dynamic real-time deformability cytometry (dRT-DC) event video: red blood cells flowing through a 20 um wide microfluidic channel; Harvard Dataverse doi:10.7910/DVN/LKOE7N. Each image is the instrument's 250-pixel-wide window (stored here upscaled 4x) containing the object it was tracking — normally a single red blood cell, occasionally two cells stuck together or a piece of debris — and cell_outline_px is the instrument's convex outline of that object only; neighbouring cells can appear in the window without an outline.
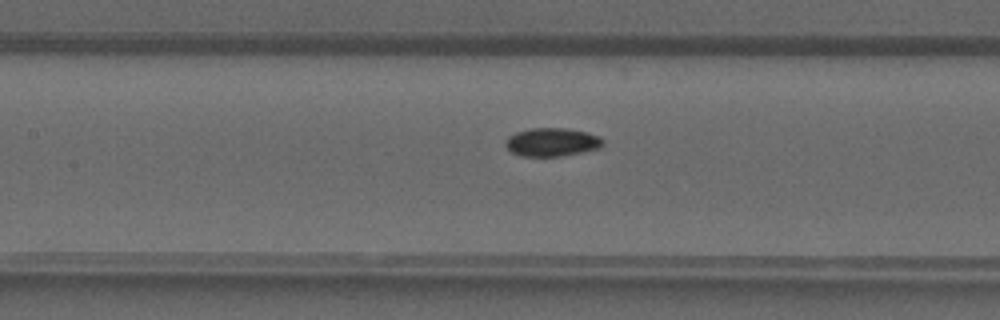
{"species": "common noctule bat (a hibernating species)", "species_latin": "Nyctalus noctula", "temperature_condition": "warm", "stored_images_in_passage": 36, "camera_frame_rate_fps": 3000, "um_per_image_px": 0.085, "animal": {"sex": "male", "forearm_length_mm": 52.5}, "frame": {"image": 1, "passage_image": 14, "time_ms": 4.333, "image_size_px": [1000, 320], "cell_outline_px": [[604, 144], [600, 148], [560, 156], [520, 156], [512, 152], [504, 144], [508, 136], [516, 132], [532, 128], [568, 128], [588, 132], [600, 136], [604, 140]], "centroid_in_image_um": [46.93, 12.07], "position_along_channel_um": 160.5, "area_um2": 16.18}}
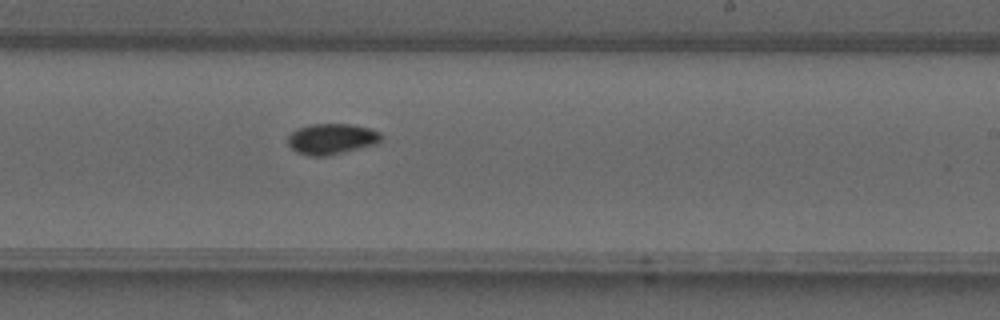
{"frame": {"image": 2, "passage_image": 20, "time_ms": 6.333, "image_size_px": [1000, 320], "cell_outline_px": [[384, 140], [376, 144], [328, 156], [308, 156], [296, 152], [288, 144], [288, 136], [292, 132], [300, 128], [312, 124], [352, 124], [368, 128], [380, 132]], "centroid_in_image_um": [28.21, 11.82], "position_along_channel_um": 260.8, "area_um2": 16.76}}
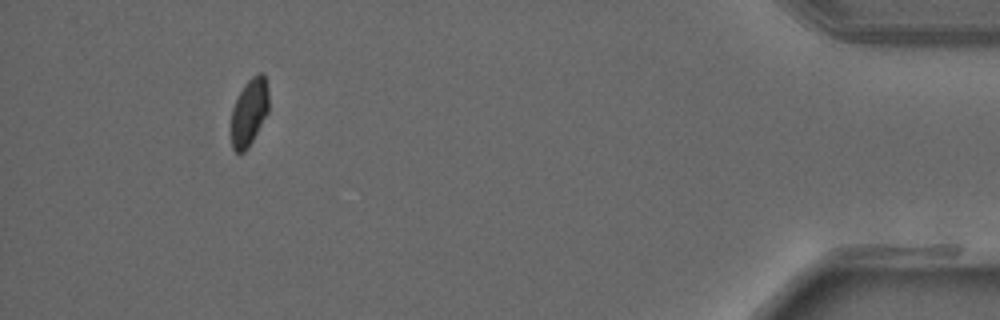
{"frame": {"image": 3, "passage_image": 33, "time_ms": 10.667, "image_size_px": [1000, 320], "cell_outline_px": [[268, 112], [248, 148], [244, 152], [236, 152], [232, 148], [232, 108], [244, 84], [252, 76], [260, 72], [264, 72], [268, 88]], "centroid_in_image_um": [21.2, 9.5], "position_along_channel_um": 414.0, "area_um2": 14.62}}